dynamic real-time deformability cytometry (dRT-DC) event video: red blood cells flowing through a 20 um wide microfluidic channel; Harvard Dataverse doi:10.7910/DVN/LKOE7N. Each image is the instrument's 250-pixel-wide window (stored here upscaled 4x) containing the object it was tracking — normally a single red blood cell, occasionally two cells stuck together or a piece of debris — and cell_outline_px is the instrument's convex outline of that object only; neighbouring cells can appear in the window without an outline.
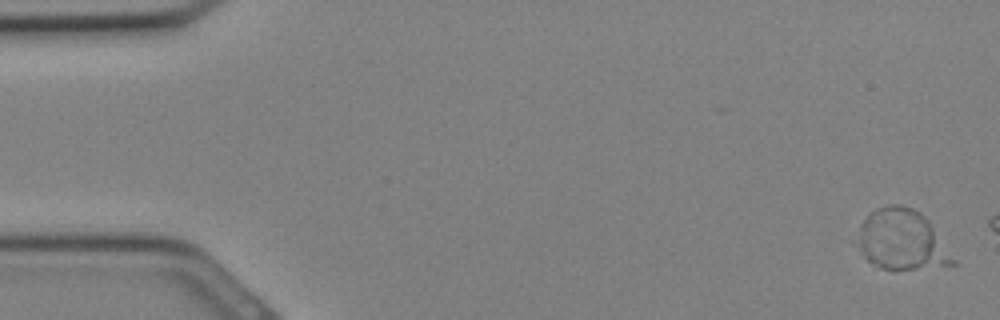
{"species": "Egyptian fruit bat (a non-hibernating species)", "species_latin": "Rousettus aegyptiacus", "temperature_condition": "cold", "stored_images_in_passage": 3, "camera_frame_rate_fps": 3000, "um_per_image_px": 0.085, "animal": {"sex": "female"}, "frame": {"image": 1, "passage_image": 1, "time_ms": 0.0, "image_size_px": [1000, 320], "cell_outline_px": [[956, 264], [892, 272], [880, 268], [868, 260], [864, 256], [860, 248], [860, 224], [876, 208], [892, 204], [900, 204], [912, 208], [920, 212], [928, 220], [956, 260]], "centroid_in_image_um": [76.69, 20.42], "position_along_channel_um": 8.3, "area_um2": 33.35}}